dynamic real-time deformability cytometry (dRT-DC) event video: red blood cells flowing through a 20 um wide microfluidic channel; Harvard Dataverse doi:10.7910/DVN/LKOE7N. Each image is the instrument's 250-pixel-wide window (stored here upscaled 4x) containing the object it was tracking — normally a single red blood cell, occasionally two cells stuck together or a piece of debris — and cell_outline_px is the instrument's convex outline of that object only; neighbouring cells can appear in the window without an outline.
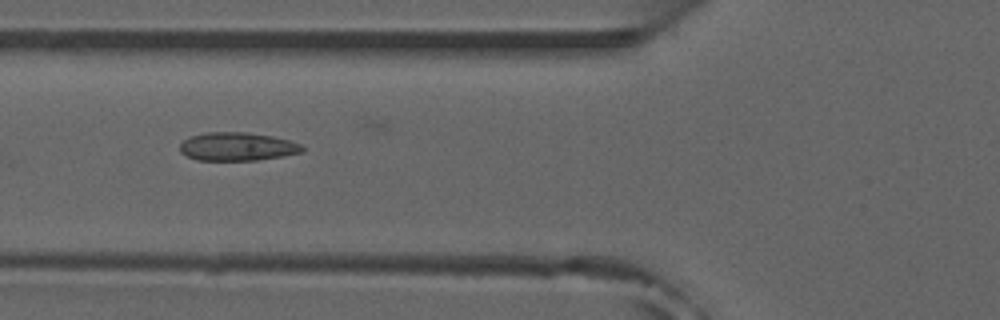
{"species": "common noctule bat (a hibernating species)", "species_latin": "Nyctalus noctula", "temperature_condition": "room temperature", "stored_images_in_passage": 33, "camera_frame_rate_fps": 3000, "um_per_image_px": 0.085, "animal": {"sex": "male", "forearm_length_mm": 52.5}, "frame": {"image": 1, "passage_image": 6, "time_ms": 1.667, "image_size_px": [1000, 320], "cell_outline_px": [[304, 152], [284, 156], [256, 160], [196, 160], [180, 152], [180, 144], [188, 136], [204, 132], [248, 132], [272, 136], [288, 140], [300, 144], [304, 148]], "centroid_in_image_um": [20.16, 12.45], "position_along_channel_um": 105.6, "area_um2": 20.35}, "authors_computed_cell_mechanics": {"area_um2": 19.4786, "velocity_mm_per_s": 3.9534, "shape_relaxation_time_tau1_ms": 8.6124, "shape_relaxation_time_tau2_ms": 1.687, "deformation_change_tau1": 0.1861, "deformation_change_tau2": 0.0807}}